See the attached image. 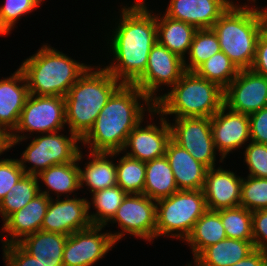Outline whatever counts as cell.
Segmentation results:
<instances>
[{
    "label": "cell",
    "instance_id": "9a60e30c",
    "mask_svg": "<svg viewBox=\"0 0 267 266\" xmlns=\"http://www.w3.org/2000/svg\"><path fill=\"white\" fill-rule=\"evenodd\" d=\"M68 196L62 200L56 198L55 201L50 198L41 230L69 236L92 225L88 215L91 206L89 200Z\"/></svg>",
    "mask_w": 267,
    "mask_h": 266
},
{
    "label": "cell",
    "instance_id": "ac0fdd59",
    "mask_svg": "<svg viewBox=\"0 0 267 266\" xmlns=\"http://www.w3.org/2000/svg\"><path fill=\"white\" fill-rule=\"evenodd\" d=\"M242 177L220 167L207 169L202 188L208 210L240 206Z\"/></svg>",
    "mask_w": 267,
    "mask_h": 266
},
{
    "label": "cell",
    "instance_id": "5bb4252c",
    "mask_svg": "<svg viewBox=\"0 0 267 266\" xmlns=\"http://www.w3.org/2000/svg\"><path fill=\"white\" fill-rule=\"evenodd\" d=\"M224 106L246 115L267 107V78L251 69L240 70L224 89Z\"/></svg>",
    "mask_w": 267,
    "mask_h": 266
},
{
    "label": "cell",
    "instance_id": "ba28073f",
    "mask_svg": "<svg viewBox=\"0 0 267 266\" xmlns=\"http://www.w3.org/2000/svg\"><path fill=\"white\" fill-rule=\"evenodd\" d=\"M66 124L65 100L62 96L29 94L15 130L10 134L11 147L28 139L24 132H60ZM23 132V135L20 133Z\"/></svg>",
    "mask_w": 267,
    "mask_h": 266
},
{
    "label": "cell",
    "instance_id": "8d00e7d4",
    "mask_svg": "<svg viewBox=\"0 0 267 266\" xmlns=\"http://www.w3.org/2000/svg\"><path fill=\"white\" fill-rule=\"evenodd\" d=\"M39 6L36 0H6L4 5L0 6V34H9L21 16Z\"/></svg>",
    "mask_w": 267,
    "mask_h": 266
},
{
    "label": "cell",
    "instance_id": "603a6c76",
    "mask_svg": "<svg viewBox=\"0 0 267 266\" xmlns=\"http://www.w3.org/2000/svg\"><path fill=\"white\" fill-rule=\"evenodd\" d=\"M67 235L39 230L18 244L43 266H64L63 252Z\"/></svg>",
    "mask_w": 267,
    "mask_h": 266
},
{
    "label": "cell",
    "instance_id": "bcb514c9",
    "mask_svg": "<svg viewBox=\"0 0 267 266\" xmlns=\"http://www.w3.org/2000/svg\"><path fill=\"white\" fill-rule=\"evenodd\" d=\"M264 15H265V20H266V26H267V9L264 8L263 9Z\"/></svg>",
    "mask_w": 267,
    "mask_h": 266
},
{
    "label": "cell",
    "instance_id": "5b68a950",
    "mask_svg": "<svg viewBox=\"0 0 267 266\" xmlns=\"http://www.w3.org/2000/svg\"><path fill=\"white\" fill-rule=\"evenodd\" d=\"M89 67L49 45H43L36 54L25 59L19 68L25 75L29 94L65 97Z\"/></svg>",
    "mask_w": 267,
    "mask_h": 266
},
{
    "label": "cell",
    "instance_id": "4316f807",
    "mask_svg": "<svg viewBox=\"0 0 267 266\" xmlns=\"http://www.w3.org/2000/svg\"><path fill=\"white\" fill-rule=\"evenodd\" d=\"M145 167L144 195L157 201L179 191L165 155L145 162Z\"/></svg>",
    "mask_w": 267,
    "mask_h": 266
},
{
    "label": "cell",
    "instance_id": "52a82bcc",
    "mask_svg": "<svg viewBox=\"0 0 267 266\" xmlns=\"http://www.w3.org/2000/svg\"><path fill=\"white\" fill-rule=\"evenodd\" d=\"M207 210L202 189L179 190L169 197L157 200L156 238L167 235L185 240Z\"/></svg>",
    "mask_w": 267,
    "mask_h": 266
},
{
    "label": "cell",
    "instance_id": "f546056e",
    "mask_svg": "<svg viewBox=\"0 0 267 266\" xmlns=\"http://www.w3.org/2000/svg\"><path fill=\"white\" fill-rule=\"evenodd\" d=\"M35 175L25 174L0 202V214L5 221L11 214L24 208L41 189Z\"/></svg>",
    "mask_w": 267,
    "mask_h": 266
},
{
    "label": "cell",
    "instance_id": "d4e9b609",
    "mask_svg": "<svg viewBox=\"0 0 267 266\" xmlns=\"http://www.w3.org/2000/svg\"><path fill=\"white\" fill-rule=\"evenodd\" d=\"M121 152H89V159L91 161L85 166L84 170L79 166L80 188L84 187V182L88 186L91 193L95 191L113 187L117 185V171L116 164L109 160L111 157Z\"/></svg>",
    "mask_w": 267,
    "mask_h": 266
},
{
    "label": "cell",
    "instance_id": "2e32d148",
    "mask_svg": "<svg viewBox=\"0 0 267 266\" xmlns=\"http://www.w3.org/2000/svg\"><path fill=\"white\" fill-rule=\"evenodd\" d=\"M154 112V113H153ZM160 115V128L156 124H148L142 127L140 122L129 134L123 151L125 155L142 162H148L162 157L166 153L168 142L171 140L170 123L161 113L154 109L151 114ZM162 116V117H161ZM131 152H127V148Z\"/></svg>",
    "mask_w": 267,
    "mask_h": 266
},
{
    "label": "cell",
    "instance_id": "ab89813d",
    "mask_svg": "<svg viewBox=\"0 0 267 266\" xmlns=\"http://www.w3.org/2000/svg\"><path fill=\"white\" fill-rule=\"evenodd\" d=\"M3 252L6 266H43L18 243L3 245Z\"/></svg>",
    "mask_w": 267,
    "mask_h": 266
},
{
    "label": "cell",
    "instance_id": "f6af8a7d",
    "mask_svg": "<svg viewBox=\"0 0 267 266\" xmlns=\"http://www.w3.org/2000/svg\"><path fill=\"white\" fill-rule=\"evenodd\" d=\"M11 148L10 134L0 127V155Z\"/></svg>",
    "mask_w": 267,
    "mask_h": 266
},
{
    "label": "cell",
    "instance_id": "8992f818",
    "mask_svg": "<svg viewBox=\"0 0 267 266\" xmlns=\"http://www.w3.org/2000/svg\"><path fill=\"white\" fill-rule=\"evenodd\" d=\"M224 106V89L217 84L186 71L166 94L158 96L155 109L161 115L175 118H211Z\"/></svg>",
    "mask_w": 267,
    "mask_h": 266
},
{
    "label": "cell",
    "instance_id": "8fae6325",
    "mask_svg": "<svg viewBox=\"0 0 267 266\" xmlns=\"http://www.w3.org/2000/svg\"><path fill=\"white\" fill-rule=\"evenodd\" d=\"M170 128L171 139L176 144L186 149L208 169L215 167L217 153L213 141L211 118H175V123L170 124Z\"/></svg>",
    "mask_w": 267,
    "mask_h": 266
},
{
    "label": "cell",
    "instance_id": "ffe728a7",
    "mask_svg": "<svg viewBox=\"0 0 267 266\" xmlns=\"http://www.w3.org/2000/svg\"><path fill=\"white\" fill-rule=\"evenodd\" d=\"M49 203L50 198L39 193L24 208L11 214L2 226V230L10 236L2 237V243L16 244L26 236L41 230Z\"/></svg>",
    "mask_w": 267,
    "mask_h": 266
},
{
    "label": "cell",
    "instance_id": "9c48e42d",
    "mask_svg": "<svg viewBox=\"0 0 267 266\" xmlns=\"http://www.w3.org/2000/svg\"><path fill=\"white\" fill-rule=\"evenodd\" d=\"M69 135H60L57 131L34 137L19 160L25 174L37 176L50 166L76 161L81 149L78 142L81 139L74 133L70 132ZM26 162L31 167L26 168Z\"/></svg>",
    "mask_w": 267,
    "mask_h": 266
},
{
    "label": "cell",
    "instance_id": "4fadbf2b",
    "mask_svg": "<svg viewBox=\"0 0 267 266\" xmlns=\"http://www.w3.org/2000/svg\"><path fill=\"white\" fill-rule=\"evenodd\" d=\"M103 227L91 225L69 235L64 247L63 265L92 266L102 259L116 244L112 233H101Z\"/></svg>",
    "mask_w": 267,
    "mask_h": 266
},
{
    "label": "cell",
    "instance_id": "44dd1931",
    "mask_svg": "<svg viewBox=\"0 0 267 266\" xmlns=\"http://www.w3.org/2000/svg\"><path fill=\"white\" fill-rule=\"evenodd\" d=\"M28 95V84L20 68L12 76L0 80V127L8 134L17 127Z\"/></svg>",
    "mask_w": 267,
    "mask_h": 266
},
{
    "label": "cell",
    "instance_id": "277c9868",
    "mask_svg": "<svg viewBox=\"0 0 267 266\" xmlns=\"http://www.w3.org/2000/svg\"><path fill=\"white\" fill-rule=\"evenodd\" d=\"M266 27L263 9L248 5L230 7L212 26L220 49L239 70L251 69L261 31Z\"/></svg>",
    "mask_w": 267,
    "mask_h": 266
},
{
    "label": "cell",
    "instance_id": "e0dca14e",
    "mask_svg": "<svg viewBox=\"0 0 267 266\" xmlns=\"http://www.w3.org/2000/svg\"><path fill=\"white\" fill-rule=\"evenodd\" d=\"M211 129L215 149L222 156L220 162H223L232 150L251 140L248 115L227 109L226 106L211 117Z\"/></svg>",
    "mask_w": 267,
    "mask_h": 266
},
{
    "label": "cell",
    "instance_id": "1f68e13d",
    "mask_svg": "<svg viewBox=\"0 0 267 266\" xmlns=\"http://www.w3.org/2000/svg\"><path fill=\"white\" fill-rule=\"evenodd\" d=\"M221 51L216 33L212 28L197 29L188 53V61L184 60L185 70L194 72L202 63Z\"/></svg>",
    "mask_w": 267,
    "mask_h": 266
},
{
    "label": "cell",
    "instance_id": "74e56055",
    "mask_svg": "<svg viewBox=\"0 0 267 266\" xmlns=\"http://www.w3.org/2000/svg\"><path fill=\"white\" fill-rule=\"evenodd\" d=\"M244 154L249 168L248 176L267 178V144L250 141Z\"/></svg>",
    "mask_w": 267,
    "mask_h": 266
},
{
    "label": "cell",
    "instance_id": "7402d4cb",
    "mask_svg": "<svg viewBox=\"0 0 267 266\" xmlns=\"http://www.w3.org/2000/svg\"><path fill=\"white\" fill-rule=\"evenodd\" d=\"M167 157L179 190H200L203 188L207 167L197 161L186 149L172 139L168 142Z\"/></svg>",
    "mask_w": 267,
    "mask_h": 266
},
{
    "label": "cell",
    "instance_id": "e575fe53",
    "mask_svg": "<svg viewBox=\"0 0 267 266\" xmlns=\"http://www.w3.org/2000/svg\"><path fill=\"white\" fill-rule=\"evenodd\" d=\"M227 238L253 240L252 212L242 206L217 211Z\"/></svg>",
    "mask_w": 267,
    "mask_h": 266
},
{
    "label": "cell",
    "instance_id": "6da1fadb",
    "mask_svg": "<svg viewBox=\"0 0 267 266\" xmlns=\"http://www.w3.org/2000/svg\"><path fill=\"white\" fill-rule=\"evenodd\" d=\"M144 1L121 8V19L109 40L115 63L105 68L122 84H134L144 74L150 50L157 42L156 13L152 14Z\"/></svg>",
    "mask_w": 267,
    "mask_h": 266
},
{
    "label": "cell",
    "instance_id": "f35d334b",
    "mask_svg": "<svg viewBox=\"0 0 267 266\" xmlns=\"http://www.w3.org/2000/svg\"><path fill=\"white\" fill-rule=\"evenodd\" d=\"M24 175L19 159H0V202Z\"/></svg>",
    "mask_w": 267,
    "mask_h": 266
},
{
    "label": "cell",
    "instance_id": "30bf717a",
    "mask_svg": "<svg viewBox=\"0 0 267 266\" xmlns=\"http://www.w3.org/2000/svg\"><path fill=\"white\" fill-rule=\"evenodd\" d=\"M118 223L121 232L111 234L117 243L125 233L151 242L156 238V200L142 194H127L110 223Z\"/></svg>",
    "mask_w": 267,
    "mask_h": 266
},
{
    "label": "cell",
    "instance_id": "ee69618b",
    "mask_svg": "<svg viewBox=\"0 0 267 266\" xmlns=\"http://www.w3.org/2000/svg\"><path fill=\"white\" fill-rule=\"evenodd\" d=\"M232 266H267V252L255 248L244 259Z\"/></svg>",
    "mask_w": 267,
    "mask_h": 266
},
{
    "label": "cell",
    "instance_id": "83f0119b",
    "mask_svg": "<svg viewBox=\"0 0 267 266\" xmlns=\"http://www.w3.org/2000/svg\"><path fill=\"white\" fill-rule=\"evenodd\" d=\"M82 156V152L80 151L76 161L50 166L46 170L40 172L37 175V179H41V181L45 183L47 189H49L45 191L39 190V193L52 198L50 196V191H54L55 194H57V198H59L63 193H69L70 195L76 190H79L80 179L79 166L77 162L82 160Z\"/></svg>",
    "mask_w": 267,
    "mask_h": 266
},
{
    "label": "cell",
    "instance_id": "484cf974",
    "mask_svg": "<svg viewBox=\"0 0 267 266\" xmlns=\"http://www.w3.org/2000/svg\"><path fill=\"white\" fill-rule=\"evenodd\" d=\"M157 42L183 60L190 51L196 28L188 23L167 16H156Z\"/></svg>",
    "mask_w": 267,
    "mask_h": 266
},
{
    "label": "cell",
    "instance_id": "836d02e7",
    "mask_svg": "<svg viewBox=\"0 0 267 266\" xmlns=\"http://www.w3.org/2000/svg\"><path fill=\"white\" fill-rule=\"evenodd\" d=\"M117 185L127 194H142L145 185V162L124 155L116 163Z\"/></svg>",
    "mask_w": 267,
    "mask_h": 266
},
{
    "label": "cell",
    "instance_id": "60d3db41",
    "mask_svg": "<svg viewBox=\"0 0 267 266\" xmlns=\"http://www.w3.org/2000/svg\"><path fill=\"white\" fill-rule=\"evenodd\" d=\"M248 117L251 141L267 144V107L248 115Z\"/></svg>",
    "mask_w": 267,
    "mask_h": 266
},
{
    "label": "cell",
    "instance_id": "b9f144b4",
    "mask_svg": "<svg viewBox=\"0 0 267 266\" xmlns=\"http://www.w3.org/2000/svg\"><path fill=\"white\" fill-rule=\"evenodd\" d=\"M253 245L267 252V209L252 212Z\"/></svg>",
    "mask_w": 267,
    "mask_h": 266
},
{
    "label": "cell",
    "instance_id": "7bdbcfd3",
    "mask_svg": "<svg viewBox=\"0 0 267 266\" xmlns=\"http://www.w3.org/2000/svg\"><path fill=\"white\" fill-rule=\"evenodd\" d=\"M251 70L267 78V26L259 35Z\"/></svg>",
    "mask_w": 267,
    "mask_h": 266
},
{
    "label": "cell",
    "instance_id": "d6a6232c",
    "mask_svg": "<svg viewBox=\"0 0 267 266\" xmlns=\"http://www.w3.org/2000/svg\"><path fill=\"white\" fill-rule=\"evenodd\" d=\"M239 69L222 51L202 63L194 72L225 89L238 75Z\"/></svg>",
    "mask_w": 267,
    "mask_h": 266
},
{
    "label": "cell",
    "instance_id": "4dcf8cb0",
    "mask_svg": "<svg viewBox=\"0 0 267 266\" xmlns=\"http://www.w3.org/2000/svg\"><path fill=\"white\" fill-rule=\"evenodd\" d=\"M127 193L118 185L95 191L92 195V204L96 213H88L91 224L106 226L122 204Z\"/></svg>",
    "mask_w": 267,
    "mask_h": 266
},
{
    "label": "cell",
    "instance_id": "d590c367",
    "mask_svg": "<svg viewBox=\"0 0 267 266\" xmlns=\"http://www.w3.org/2000/svg\"><path fill=\"white\" fill-rule=\"evenodd\" d=\"M240 206L251 212L267 209V178L242 177Z\"/></svg>",
    "mask_w": 267,
    "mask_h": 266
},
{
    "label": "cell",
    "instance_id": "7c38bea8",
    "mask_svg": "<svg viewBox=\"0 0 267 266\" xmlns=\"http://www.w3.org/2000/svg\"><path fill=\"white\" fill-rule=\"evenodd\" d=\"M185 72L184 60L156 42L150 50L144 74L134 85L156 103L159 87L164 84L172 88Z\"/></svg>",
    "mask_w": 267,
    "mask_h": 266
},
{
    "label": "cell",
    "instance_id": "d6986e66",
    "mask_svg": "<svg viewBox=\"0 0 267 266\" xmlns=\"http://www.w3.org/2000/svg\"><path fill=\"white\" fill-rule=\"evenodd\" d=\"M232 3V0H170L164 15L196 29L212 28Z\"/></svg>",
    "mask_w": 267,
    "mask_h": 266
},
{
    "label": "cell",
    "instance_id": "3957f363",
    "mask_svg": "<svg viewBox=\"0 0 267 266\" xmlns=\"http://www.w3.org/2000/svg\"><path fill=\"white\" fill-rule=\"evenodd\" d=\"M121 84L105 67L90 66L64 97L69 132L82 139Z\"/></svg>",
    "mask_w": 267,
    "mask_h": 266
},
{
    "label": "cell",
    "instance_id": "7dc6e473",
    "mask_svg": "<svg viewBox=\"0 0 267 266\" xmlns=\"http://www.w3.org/2000/svg\"><path fill=\"white\" fill-rule=\"evenodd\" d=\"M39 4H41V2L43 1L44 2V0H36Z\"/></svg>",
    "mask_w": 267,
    "mask_h": 266
},
{
    "label": "cell",
    "instance_id": "7a4b0ae2",
    "mask_svg": "<svg viewBox=\"0 0 267 266\" xmlns=\"http://www.w3.org/2000/svg\"><path fill=\"white\" fill-rule=\"evenodd\" d=\"M140 100L145 103L141 104ZM154 109L155 103L136 85L121 84L107 100L81 143L88 145L90 152H121L128 134L143 122L144 111L151 113Z\"/></svg>",
    "mask_w": 267,
    "mask_h": 266
},
{
    "label": "cell",
    "instance_id": "cb8c5ba5",
    "mask_svg": "<svg viewBox=\"0 0 267 266\" xmlns=\"http://www.w3.org/2000/svg\"><path fill=\"white\" fill-rule=\"evenodd\" d=\"M255 249L253 240L225 238L205 248L195 259V266H232Z\"/></svg>",
    "mask_w": 267,
    "mask_h": 266
},
{
    "label": "cell",
    "instance_id": "f1b7e54d",
    "mask_svg": "<svg viewBox=\"0 0 267 266\" xmlns=\"http://www.w3.org/2000/svg\"><path fill=\"white\" fill-rule=\"evenodd\" d=\"M227 238L221 217L217 211L207 210L194 224L185 239L192 248L195 259L205 248Z\"/></svg>",
    "mask_w": 267,
    "mask_h": 266
}]
</instances>
